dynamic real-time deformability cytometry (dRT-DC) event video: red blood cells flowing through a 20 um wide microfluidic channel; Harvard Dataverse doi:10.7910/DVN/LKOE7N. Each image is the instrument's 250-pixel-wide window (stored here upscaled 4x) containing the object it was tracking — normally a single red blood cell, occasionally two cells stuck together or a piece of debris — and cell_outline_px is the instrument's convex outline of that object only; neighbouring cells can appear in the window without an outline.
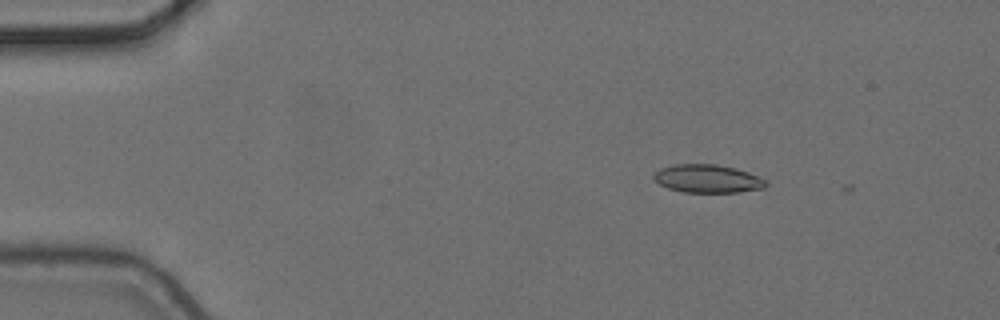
{"species": "common noctule bat (a hibernating species)", "species_latin": "Nyctalus noctula", "temperature_condition": "cold", "stored_images_in_passage": 3, "camera_frame_rate_fps": 3000, "um_per_image_px": 0.085, "animal": {"sex": "female", "body_mass_g": 24.6, "forearm_length_mm": 56.2}, "frame": {"image": 1, "passage_image": 2, "time_ms": 0.333, "image_size_px": [1000, 320], "cell_outline_px": [[768, 184], [764, 188], [740, 192], [684, 192], [668, 188], [660, 184], [652, 176], [660, 168], [676, 164], [716, 164], [748, 172], [768, 180]], "centroid_in_image_um": [60.17, 15.19], "position_along_channel_um": 24.8, "area_um2": 18.32}}